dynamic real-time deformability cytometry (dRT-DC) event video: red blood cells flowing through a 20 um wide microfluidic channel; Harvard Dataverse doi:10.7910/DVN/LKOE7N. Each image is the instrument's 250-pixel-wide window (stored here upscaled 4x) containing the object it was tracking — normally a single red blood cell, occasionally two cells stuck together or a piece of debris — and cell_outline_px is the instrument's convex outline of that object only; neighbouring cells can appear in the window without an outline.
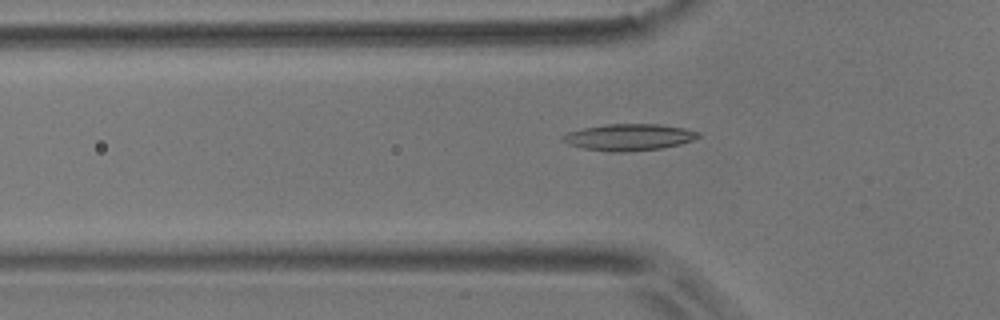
{"species": "common noctule bat (a hibernating species)", "species_latin": "Nyctalus noctula", "temperature_condition": "room temperature", "stored_images_in_passage": 54, "camera_frame_rate_fps": 3000, "um_per_image_px": 0.085, "animal": {"sex": "male", "body_mass_g": 17.9}, "frame": {"image": 1, "passage_image": 17, "time_ms": 5.333, "image_size_px": [1000, 320], "cell_outline_px": [[700, 136], [692, 140], [680, 144], [660, 148], [628, 152], [608, 152], [584, 148], [568, 144], [560, 140], [560, 136], [568, 132], [584, 128], [604, 124], [656, 124], [684, 128], [700, 132]], "centroid_in_image_um": [53.42, 11.66], "position_along_channel_um": 72.4, "area_um2": 21.04}}
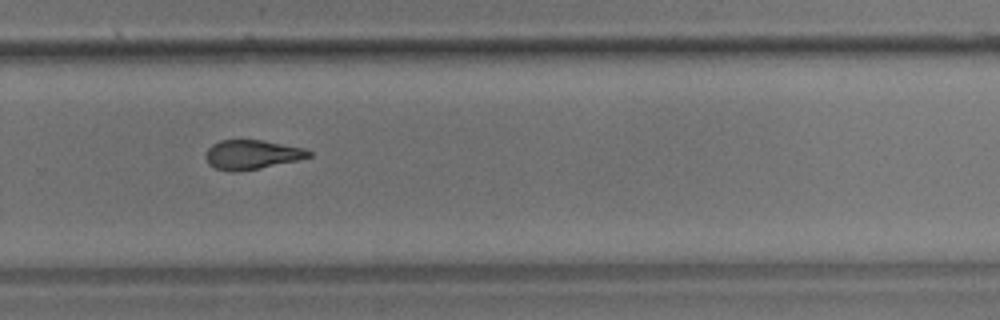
{"frame": {"image": 2, "passage_image": 36, "time_ms": 11.667, "image_size_px": [1000, 320], "cell_outline_px": [[312, 156], [296, 160], [260, 168], [236, 172], [232, 172], [216, 168], [208, 164], [204, 156], [208, 148], [212, 144], [220, 140], [260, 140], [304, 148], [312, 152]], "centroid_in_image_um": [21.37, 13.14], "position_along_channel_um": 308.4, "area_um2": 17.51}}
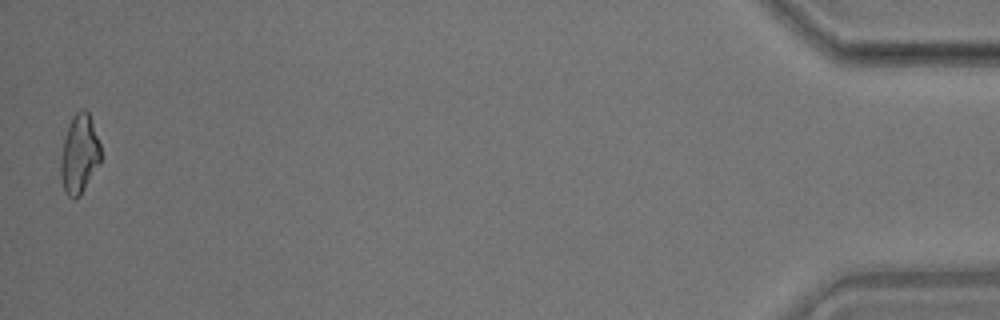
{"frame": {"image": 3, "passage_image": 53, "time_ms": 17.333, "image_size_px": [1000, 320], "cell_outline_px": [[100, 164], [80, 196], [76, 200], [68, 196], [64, 192], [60, 180], [60, 164], [64, 140], [68, 124], [72, 116], [80, 108], [84, 108], [88, 112], [100, 144]], "centroid_in_image_um": [6.73, 13.13], "position_along_channel_um": 428.5, "area_um2": 18.61}, "authors_computed_cell_mechanics": {"area_um2": 18.5538, "velocity_mm_per_s": 3.717, "shape_relaxation_time_tau1_ms": null, "shape_relaxation_time_tau2_ms": 3.6119, "deformation_change_tau1": null, "deformation_change_tau2": 0.1172}}